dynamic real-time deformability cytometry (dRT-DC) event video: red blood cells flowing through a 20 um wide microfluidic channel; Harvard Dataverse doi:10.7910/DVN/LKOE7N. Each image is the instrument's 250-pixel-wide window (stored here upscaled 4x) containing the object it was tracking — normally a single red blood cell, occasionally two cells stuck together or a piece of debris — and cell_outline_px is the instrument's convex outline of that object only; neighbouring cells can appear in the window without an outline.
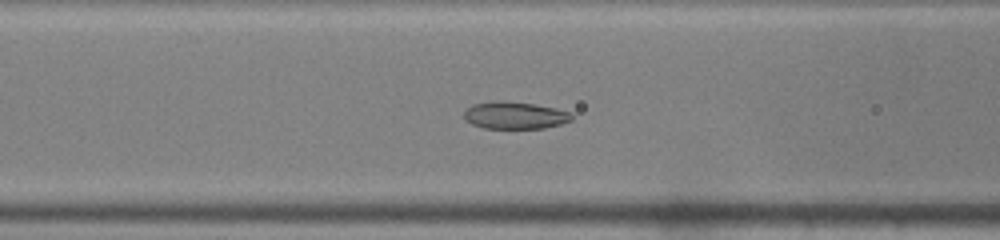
{"species": "common noctule bat (a hibernating species)", "species_latin": "Nyctalus noctula", "temperature_condition": "warm", "stored_images_in_passage": 36, "camera_frame_rate_fps": 3000, "um_per_image_px": 0.085, "animal": {"sex": "male", "body_mass_g": 19.0, "forearm_length_mm": 50.8}, "frame": {"image": 1, "passage_image": 8, "time_ms": 2.333, "image_size_px": [1000, 240], "cell_outline_px": [[572, 120], [560, 124], [544, 128], [484, 128], [472, 124], [464, 120], [464, 112], [472, 104], [492, 100], [496, 100], [532, 104], [556, 108], [572, 112]], "centroid_in_image_um": [43.74, 9.8], "position_along_channel_um": 122.9, "area_um2": 17.11}}
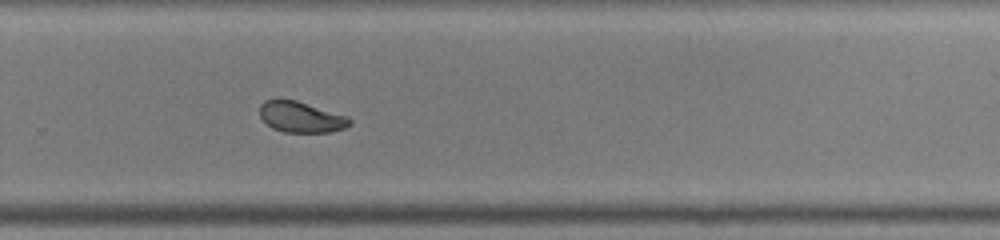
{"frame": {"image": 2, "passage_image": 21, "time_ms": 6.667, "image_size_px": [1000, 240], "cell_outline_px": [[352, 124], [344, 128], [328, 132], [284, 132], [272, 128], [260, 116], [260, 104], [264, 100], [296, 100], [348, 116], [352, 120]], "centroid_in_image_um": [25.61, 9.95], "position_along_channel_um": 304.2, "area_um2": 16.07}}
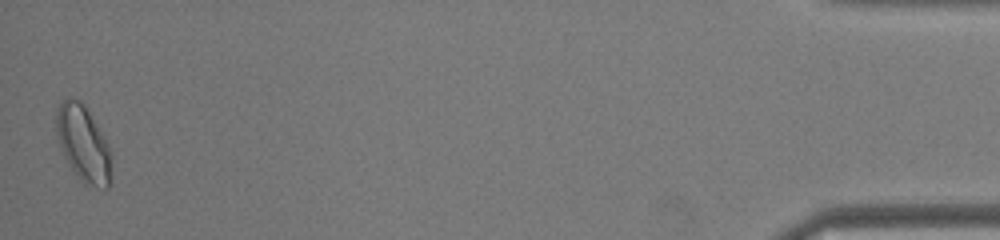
{"frame": {"image": 3, "passage_image": 36, "time_ms": 11.667, "image_size_px": [1000, 240], "cell_outline_px": [[112, 184], [108, 188], [104, 188], [84, 184], [80, 180], [68, 164], [60, 148], [56, 132], [56, 108], [68, 96], [80, 100], [84, 104], [104, 136], [112, 152]], "centroid_in_image_um": [7.11, 12.24], "position_along_channel_um": 428.1, "area_um2": 24.97}, "authors_computed_cell_mechanics": {"area_um2": 17.1666, "velocity_mm_per_s": 4.1982, "shape_relaxation_time_tau1_ms": 3.1844, "shape_relaxation_time_tau2_ms": 1.4965, "deformation_change_tau1": 0.1349, "deformation_change_tau2": 0.0503}}